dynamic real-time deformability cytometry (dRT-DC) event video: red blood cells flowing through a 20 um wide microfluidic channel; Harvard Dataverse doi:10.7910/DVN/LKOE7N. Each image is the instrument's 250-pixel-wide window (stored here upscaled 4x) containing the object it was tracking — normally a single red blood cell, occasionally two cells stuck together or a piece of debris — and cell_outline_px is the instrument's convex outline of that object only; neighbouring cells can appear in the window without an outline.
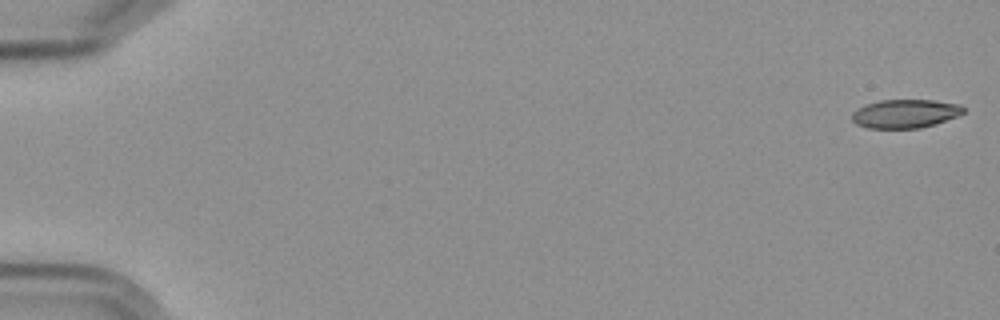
{"species": "Egyptian fruit bat (a non-hibernating species)", "species_latin": "Rousettus aegyptiacus", "temperature_condition": "cold", "stored_images_in_passage": 10, "camera_frame_rate_fps": 3000, "um_per_image_px": 0.085, "frame": {"image": 1, "passage_image": 1, "time_ms": 0.0, "image_size_px": [1000, 320], "cell_outline_px": [[964, 112], [956, 116], [920, 128], [868, 128], [856, 124], [852, 120], [852, 112], [856, 108], [880, 100], [932, 100], [960, 104], [964, 108]], "centroid_in_image_um": [76.9, 9.65], "position_along_channel_um": 8.1, "area_um2": 18.38}}